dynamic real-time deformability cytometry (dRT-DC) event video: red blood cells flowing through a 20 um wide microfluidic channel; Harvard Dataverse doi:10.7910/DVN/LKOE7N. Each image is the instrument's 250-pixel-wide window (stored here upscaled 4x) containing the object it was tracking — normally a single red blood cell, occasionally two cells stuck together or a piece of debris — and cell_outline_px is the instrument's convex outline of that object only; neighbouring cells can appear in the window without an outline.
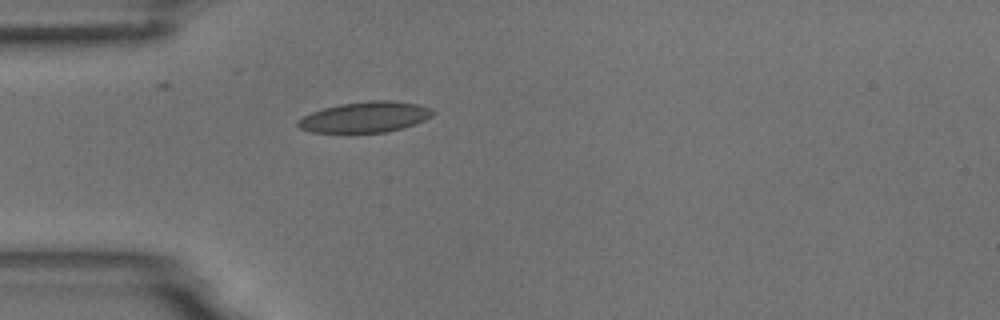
{"species": "common noctule bat (a hibernating species)", "species_latin": "Nyctalus noctula", "temperature_condition": "room temperature", "stored_images_in_passage": 1, "camera_frame_rate_fps": 3000, "um_per_image_px": 0.085, "animal": {"sex": "male", "body_mass_g": 18.8}, "frame": {"image": 1, "passage_image": 1, "time_ms": 0.0, "image_size_px": [1000, 320], "cell_outline_px": [[436, 112], [432, 116], [416, 124], [404, 128], [388, 132], [308, 132], [300, 128], [296, 124], [296, 120], [312, 112], [324, 108], [340, 104], [368, 100], [392, 100], [420, 104], [432, 108]], "centroid_in_image_um": [31.08, 9.94], "position_along_channel_um": 53.9, "area_um2": 24.39}}